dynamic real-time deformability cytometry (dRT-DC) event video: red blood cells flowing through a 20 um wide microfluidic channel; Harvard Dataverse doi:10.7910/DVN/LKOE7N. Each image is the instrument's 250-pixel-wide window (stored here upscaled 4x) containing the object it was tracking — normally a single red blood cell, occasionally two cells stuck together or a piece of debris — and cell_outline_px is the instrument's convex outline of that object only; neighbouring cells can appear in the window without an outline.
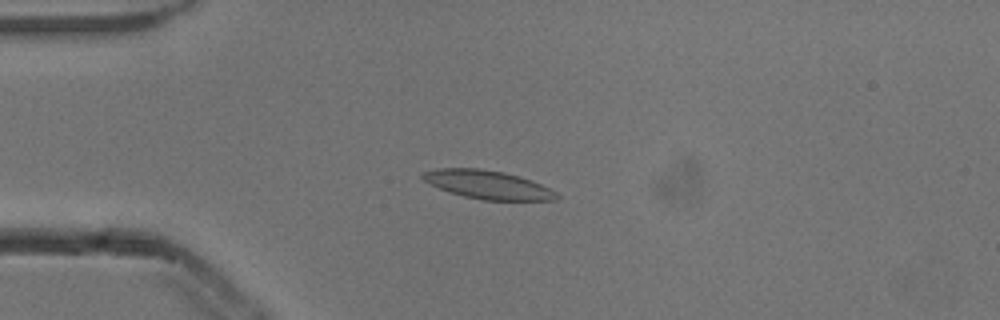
{"species": "common noctule bat (a hibernating species)", "species_latin": "Nyctalus noctula", "temperature_condition": "cold", "stored_images_in_passage": 46, "camera_frame_rate_fps": 3000, "um_per_image_px": 0.085, "animal": {"sex": "male", "body_mass_g": 13.3}, "frame": {"image": 1, "passage_image": 13, "time_ms": 4.0, "image_size_px": [1000, 320], "cell_outline_px": [[560, 196], [556, 200], [484, 200], [464, 196], [448, 192], [424, 180], [420, 176], [420, 172], [436, 168], [480, 168], [504, 172], [520, 176], [532, 180], [556, 192]], "centroid_in_image_um": [41.44, 15.69], "position_along_channel_um": 43.6, "area_um2": 22.25}}
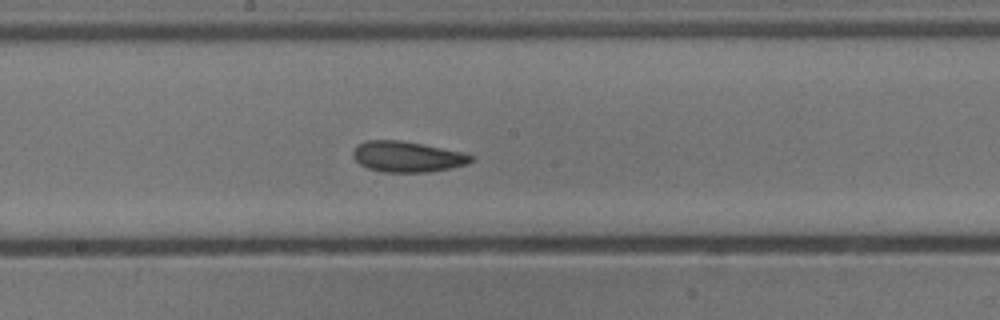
{"frame": {"image": 2, "passage_image": 28, "time_ms": 9.0, "image_size_px": [1000, 320], "cell_outline_px": [[472, 160], [468, 164], [428, 172], [380, 172], [368, 168], [360, 164], [352, 156], [352, 152], [356, 144], [368, 140], [400, 140], [424, 144], [464, 152], [472, 156]], "centroid_in_image_um": [34.58, 13.31], "position_along_channel_um": 213.6, "area_um2": 21.21}}
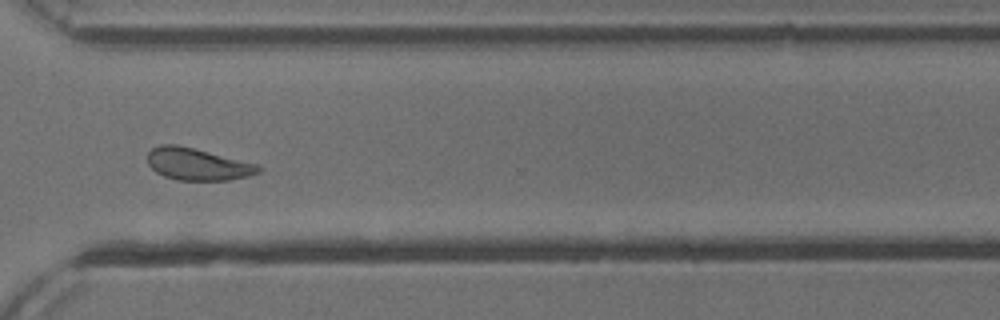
{"frame": {"image": 3, "passage_image": 39, "time_ms": 12.667, "image_size_px": [1000, 320], "cell_outline_px": [[260, 172], [248, 176], [228, 180], [176, 180], [164, 176], [156, 172], [148, 164], [148, 152], [152, 148], [160, 144], [176, 144], [260, 164]], "centroid_in_image_um": [16.79, 13.95], "position_along_channel_um": 353.8, "area_um2": 20.75}, "authors_computed_cell_mechanics": {"area_um2": 21.2704, "velocity_mm_per_s": 3.848, "shape_relaxation_time_tau1_ms": 7.5635, "shape_relaxation_time_tau2_ms": 3.023, "deformation_change_tau1": 0.1423, "deformation_change_tau2": 0.1057}}